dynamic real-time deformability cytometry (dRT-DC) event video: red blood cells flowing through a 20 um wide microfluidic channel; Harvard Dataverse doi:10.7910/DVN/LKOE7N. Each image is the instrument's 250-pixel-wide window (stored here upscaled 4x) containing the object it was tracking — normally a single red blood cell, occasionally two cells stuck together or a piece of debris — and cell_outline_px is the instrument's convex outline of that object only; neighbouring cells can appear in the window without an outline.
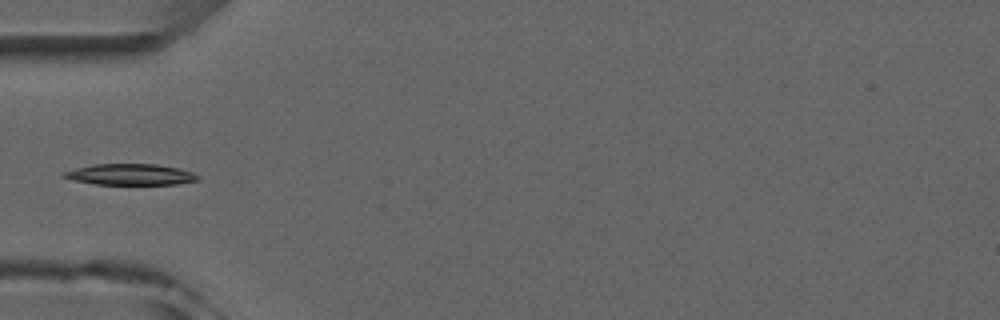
{"species": "common noctule bat (a hibernating species)", "species_latin": "Nyctalus noctula", "temperature_condition": "room temperature", "stored_images_in_passage": 5, "camera_frame_rate_fps": 3000, "um_per_image_px": 0.085, "animal": {"sex": "male", "forearm_length_mm": 52.5}, "frame": {"image": 1, "passage_image": 4, "time_ms": 4.333, "image_size_px": [1000, 320], "cell_outline_px": [[200, 180], [176, 184], [96, 184], [72, 180], [60, 176], [60, 172], [76, 168], [96, 164], [156, 164], [180, 168], [192, 172], [200, 176]], "centroid_in_image_um": [11.07, 14.83], "position_along_channel_um": 73.9, "area_um2": 16.59}}
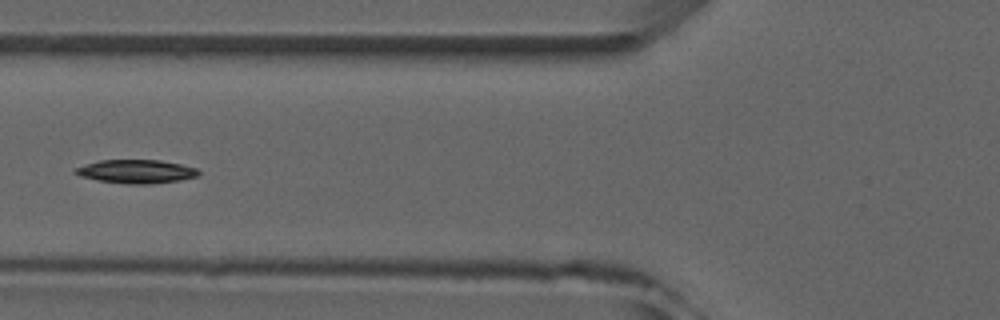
{"frame": {"image": 2, "passage_image": 5, "time_ms": 5.333, "image_size_px": [1000, 320], "cell_outline_px": [[200, 172], [196, 176], [180, 180], [148, 184], [128, 184], [100, 180], [80, 176], [72, 172], [76, 168], [100, 160], [160, 160], [180, 164], [196, 168]], "centroid_in_image_um": [11.59, 14.57], "position_along_channel_um": 114.2, "area_um2": 16.65}}